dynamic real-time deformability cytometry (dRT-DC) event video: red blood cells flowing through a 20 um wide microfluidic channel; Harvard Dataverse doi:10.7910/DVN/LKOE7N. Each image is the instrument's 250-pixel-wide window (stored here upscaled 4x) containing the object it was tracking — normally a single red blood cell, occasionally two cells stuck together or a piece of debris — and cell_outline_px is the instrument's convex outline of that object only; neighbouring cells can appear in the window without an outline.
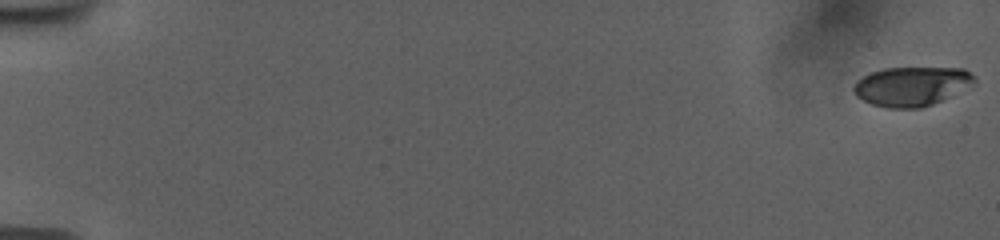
{"species": "human", "species_latin": "Homo sapiens", "temperature_condition": "room temperature", "stored_images_in_passage": 57, "camera_frame_rate_fps": 3000, "um_per_image_px": 0.085, "donor": {"sex": "female"}, "frame": {"image": 1, "passage_image": 1, "time_ms": 0.0, "image_size_px": [1000, 240], "cell_outline_px": [[976, 84], [952, 96], [932, 104], [920, 108], [888, 108], [872, 104], [856, 96], [852, 88], [856, 80], [872, 72], [884, 68], [964, 68], [976, 80]], "centroid_in_image_um": [77.5, 7.33], "position_along_channel_um": 7.5, "area_um2": 27.69}}
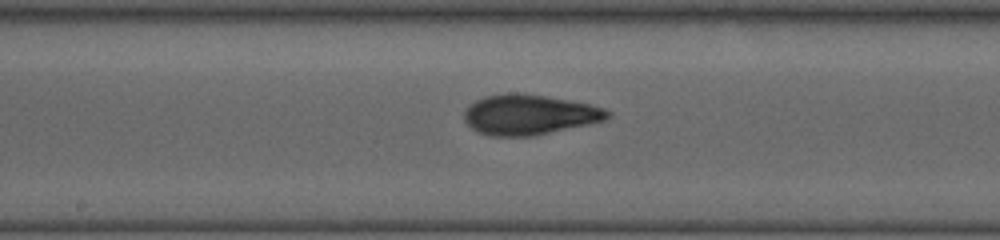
{"frame": {"image": 2, "passage_image": 32, "time_ms": 10.333, "image_size_px": [1000, 240], "cell_outline_px": [[612, 112], [604, 120], [532, 136], [492, 136], [480, 132], [472, 128], [464, 120], [464, 112], [476, 100], [488, 96], [512, 92], [516, 92], [544, 96], [588, 104], [604, 108]], "centroid_in_image_um": [44.97, 9.75], "position_along_channel_um": 203.2, "area_um2": 32.83}}
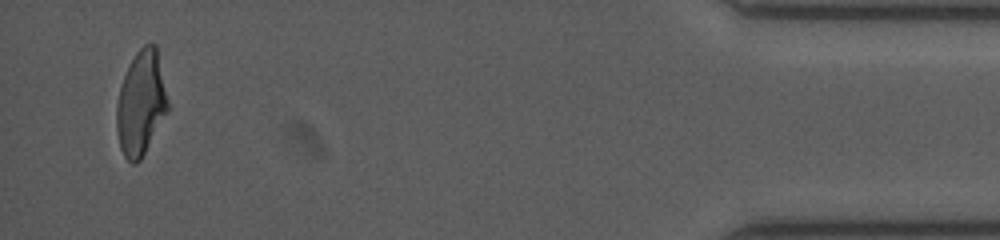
{"frame": {"image": 3, "passage_image": 55, "time_ms": 18.0, "image_size_px": [1000, 240], "cell_outline_px": [[168, 112], [140, 160], [136, 164], [132, 164], [124, 156], [120, 148], [116, 132], [116, 104], [120, 88], [124, 76], [136, 52], [144, 44], [156, 44], [168, 100]], "centroid_in_image_um": [11.98, 8.8], "position_along_channel_um": 423.2, "area_um2": 31.1}, "authors_computed_cell_mechanics": {"area_um2": 31.212, "velocity_mm_per_s": 3.7628, "shape_relaxation_time_tau1_ms": 5.2792, "shape_relaxation_time_tau2_ms": 1.5141, "deformation_change_tau1": 0.1679, "deformation_change_tau2": 0.076}}